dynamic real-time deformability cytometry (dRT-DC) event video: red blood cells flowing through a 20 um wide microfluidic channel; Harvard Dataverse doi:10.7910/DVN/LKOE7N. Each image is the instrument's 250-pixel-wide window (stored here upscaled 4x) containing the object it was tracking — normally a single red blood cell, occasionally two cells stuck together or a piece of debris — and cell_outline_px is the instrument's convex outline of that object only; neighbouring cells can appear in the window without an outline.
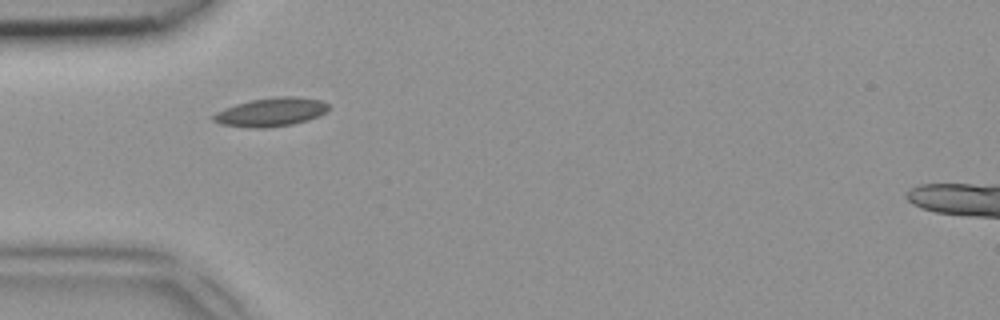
{"species": "common noctule bat (a hibernating species)", "species_latin": "Nyctalus noctula", "temperature_condition": "room temperature", "stored_images_in_passage": 27, "camera_frame_rate_fps": 3000, "um_per_image_px": 0.085, "animal": {"sex": "female", "body_mass_g": 18.4}, "frame": {"image": 1, "passage_image": 1, "time_ms": 0.0, "image_size_px": [1000, 320], "cell_outline_px": [[328, 108], [324, 112], [308, 120], [292, 124], [268, 128], [252, 128], [220, 124], [212, 120], [212, 116], [216, 112], [224, 108], [236, 104], [252, 100], [276, 96], [292, 96], [320, 100], [328, 104]], "centroid_in_image_um": [22.99, 9.53], "position_along_channel_um": 62.0, "area_um2": 19.07}}
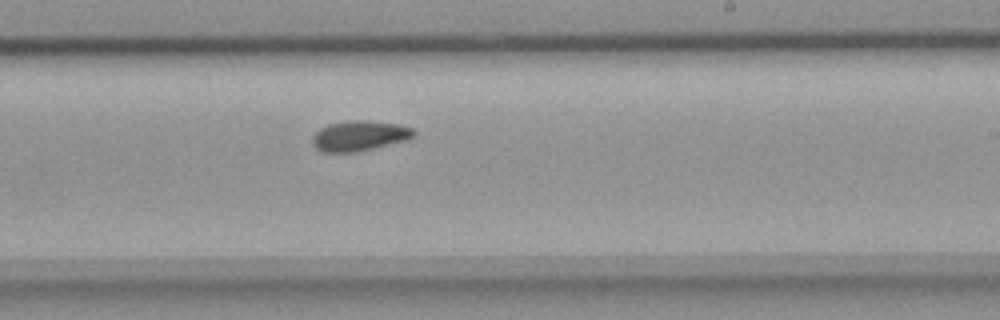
{"frame": {"image": 2, "passage_image": 15, "time_ms": 4.667, "image_size_px": [1000, 320], "cell_outline_px": [[416, 136], [408, 140], [356, 152], [324, 152], [316, 148], [312, 144], [312, 136], [320, 128], [328, 124], [348, 120], [368, 120], [396, 124], [412, 128], [416, 132]], "centroid_in_image_um": [30.56, 11.54], "position_along_channel_um": 258.4, "area_um2": 17.98}}
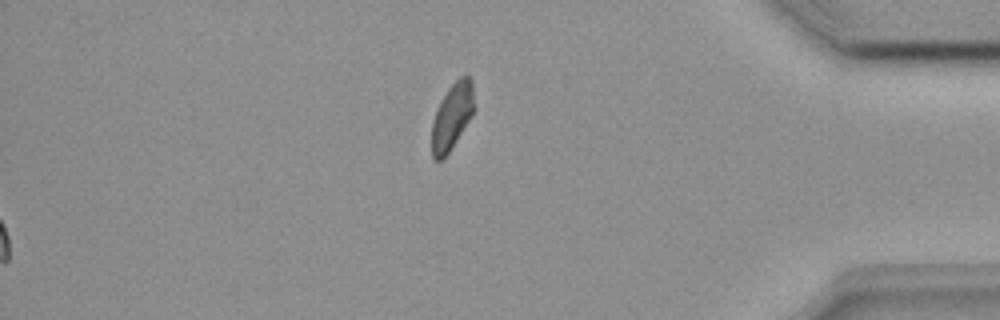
{"frame": {"image": 3, "passage_image": 27, "time_ms": 8.667, "image_size_px": [1000, 320], "cell_outline_px": [[472, 116], [448, 152], [440, 160], [436, 160], [432, 156], [432, 120], [440, 100], [448, 88], [460, 76], [468, 76], [472, 80]], "centroid_in_image_um": [38.39, 9.88], "position_along_channel_um": 396.8, "area_um2": 15.9}}